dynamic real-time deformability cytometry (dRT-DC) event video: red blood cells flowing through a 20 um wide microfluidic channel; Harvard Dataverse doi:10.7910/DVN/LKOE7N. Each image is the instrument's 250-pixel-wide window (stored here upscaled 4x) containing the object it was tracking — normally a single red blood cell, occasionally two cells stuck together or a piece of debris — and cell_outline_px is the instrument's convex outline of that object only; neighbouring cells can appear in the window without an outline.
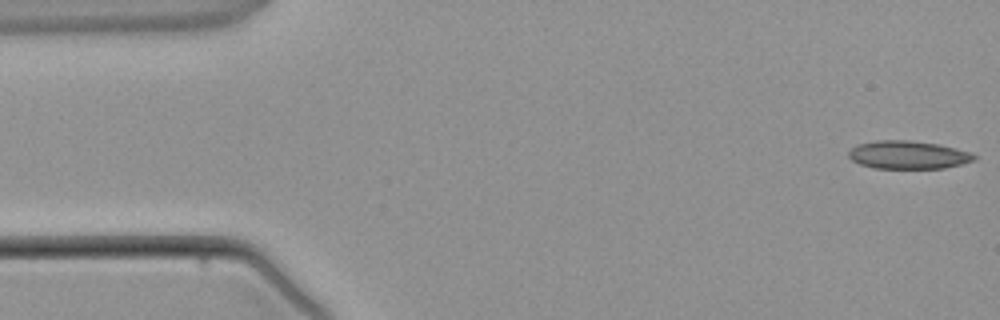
{"species": "common noctule bat (a hibernating species)", "species_latin": "Nyctalus noctula", "temperature_condition": "warm", "stored_images_in_passage": 5, "segment_of_instrument_passage": [2, 2], "camera_frame_rate_fps": 3000, "um_per_image_px": 0.085, "animal": {"sex": "male", "body_mass_g": 21.5, "forearm_length_mm": 52.0}, "frame": {"image": 1, "passage_image": 5, "time_ms": 5.333, "image_size_px": [1000, 320], "cell_outline_px": [[976, 160], [944, 168], [876, 168], [860, 164], [852, 160], [848, 156], [848, 152], [856, 144], [876, 140], [912, 140], [940, 144], [972, 152], [976, 156]], "centroid_in_image_um": [77.2, 13.15], "position_along_channel_um": 7.8, "area_um2": 20.69}}